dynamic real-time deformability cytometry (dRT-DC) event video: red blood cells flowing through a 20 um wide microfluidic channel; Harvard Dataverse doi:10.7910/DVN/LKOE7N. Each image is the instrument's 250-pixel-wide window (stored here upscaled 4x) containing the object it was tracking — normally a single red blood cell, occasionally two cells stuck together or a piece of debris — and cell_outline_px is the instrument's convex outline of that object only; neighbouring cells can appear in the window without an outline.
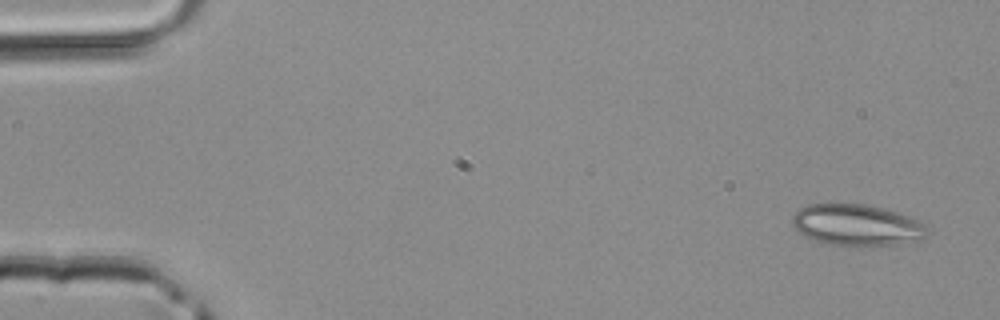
{"species": "common noctule bat (a hibernating species)", "species_latin": "Nyctalus noctula", "temperature_condition": "room temperature", "stored_images_in_passage": 4, "camera_frame_rate_fps": 3000, "um_per_image_px": 0.085, "animal": {"sex": "male", "body_mass_g": 20.4}, "frame": {"image": 1, "passage_image": 1, "time_ms": 0.0, "image_size_px": [1000, 320], "cell_outline_px": [[928, 232], [920, 240], [900, 244], [872, 248], [860, 248], [824, 244], [804, 236], [792, 224], [792, 216], [804, 204], [864, 204], [884, 208], [912, 216], [920, 220], [928, 228]], "centroid_in_image_um": [72.87, 19.17], "position_along_channel_um": 12.1, "area_um2": 33.64}}